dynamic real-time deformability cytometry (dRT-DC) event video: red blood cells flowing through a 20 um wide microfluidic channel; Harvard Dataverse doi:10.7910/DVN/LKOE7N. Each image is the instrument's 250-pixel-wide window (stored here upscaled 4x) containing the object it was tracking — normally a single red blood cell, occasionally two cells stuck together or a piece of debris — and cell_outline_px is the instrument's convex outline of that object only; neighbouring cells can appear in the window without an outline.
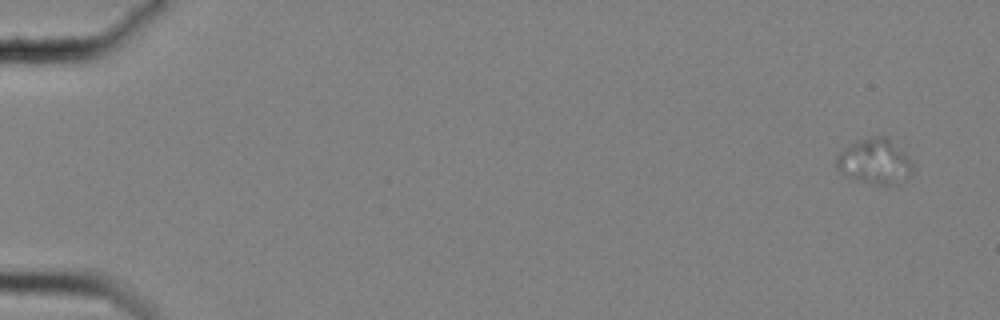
{"species": "common noctule bat (a hibernating species)", "species_latin": "Nyctalus noctula", "temperature_condition": "cold", "stored_images_in_passage": 58, "camera_frame_rate_fps": 3000, "um_per_image_px": 0.085, "animal": {"sex": "female", "body_mass_g": 25.1}, "frame": {"image": 1, "passage_image": 1, "time_ms": 0.0, "image_size_px": [1000, 320], "cell_outline_px": [[912, 168], [908, 176], [896, 184], [872, 184], [844, 176], [836, 168], [836, 156], [844, 148], [860, 140], [872, 136], [888, 136], [912, 164]], "centroid_in_image_um": [74.29, 13.73], "position_along_channel_um": 10.7, "area_um2": 19.71}}